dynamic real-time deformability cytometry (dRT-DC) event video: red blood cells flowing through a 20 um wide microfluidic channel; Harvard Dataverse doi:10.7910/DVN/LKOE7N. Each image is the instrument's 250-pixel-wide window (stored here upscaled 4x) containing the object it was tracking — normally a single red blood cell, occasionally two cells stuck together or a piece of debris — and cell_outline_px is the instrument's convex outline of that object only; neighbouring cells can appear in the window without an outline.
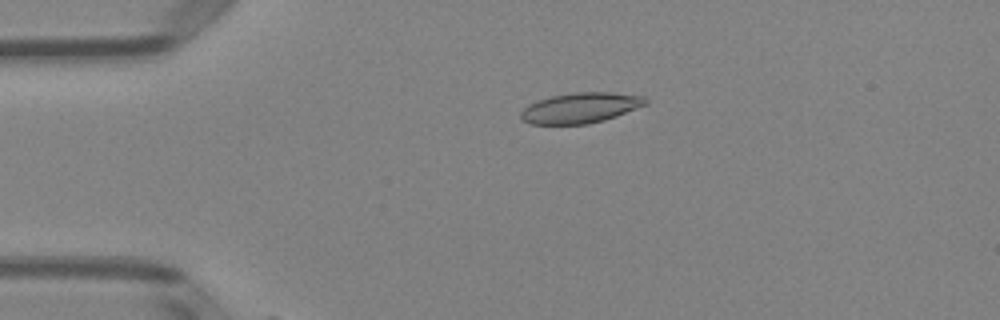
{"species": "Egyptian fruit bat (a non-hibernating species)", "species_latin": "Rousettus aegyptiacus", "temperature_condition": "room temperature", "stored_images_in_passage": 24, "camera_frame_rate_fps": 3000, "um_per_image_px": 0.085, "animal": {"sex": "female"}, "frame": {"image": 1, "passage_image": 11, "time_ms": 3.333, "image_size_px": [1000, 320], "cell_outline_px": [[648, 104], [616, 116], [604, 120], [588, 124], [532, 124], [520, 120], [520, 112], [528, 104], [536, 100], [552, 96], [576, 92], [612, 92], [644, 96], [648, 100]], "centroid_in_image_um": [49.33, 9.17], "position_along_channel_um": 35.7, "area_um2": 22.25}}